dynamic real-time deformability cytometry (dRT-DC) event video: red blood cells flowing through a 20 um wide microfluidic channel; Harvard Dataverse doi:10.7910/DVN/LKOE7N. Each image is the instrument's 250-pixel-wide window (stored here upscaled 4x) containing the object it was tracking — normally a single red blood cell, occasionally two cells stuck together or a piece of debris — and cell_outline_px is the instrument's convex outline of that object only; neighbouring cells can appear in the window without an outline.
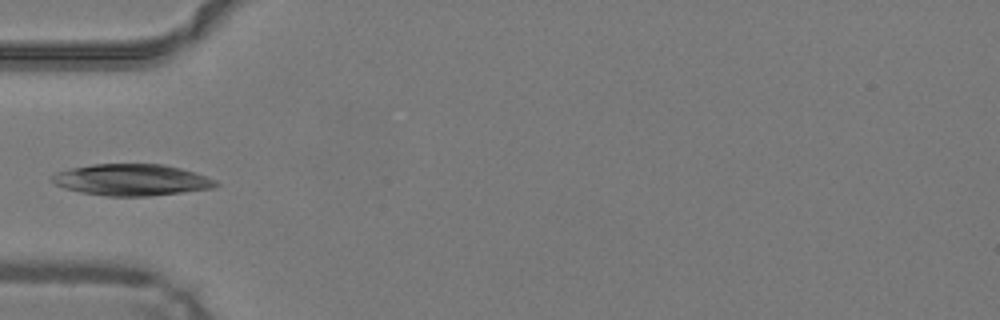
{"species": "common noctule bat (a hibernating species)", "species_latin": "Nyctalus noctula", "temperature_condition": "warm", "stored_images_in_passage": 5, "camera_frame_rate_fps": 3000, "um_per_image_px": 0.085, "animal": {"sex": "male", "body_mass_g": 19.2, "forearm_length_mm": 51.8}, "frame": {"image": 1, "passage_image": 1, "time_ms": 0.0, "image_size_px": [1000, 320], "cell_outline_px": [[220, 184], [212, 188], [148, 196], [108, 196], [80, 192], [64, 188], [56, 184], [52, 180], [52, 176], [56, 172], [72, 168], [92, 164], [164, 164], [180, 168], [216, 180]], "centroid_in_image_um": [11.17, 15.28], "position_along_channel_um": 73.8, "area_um2": 29.71}}